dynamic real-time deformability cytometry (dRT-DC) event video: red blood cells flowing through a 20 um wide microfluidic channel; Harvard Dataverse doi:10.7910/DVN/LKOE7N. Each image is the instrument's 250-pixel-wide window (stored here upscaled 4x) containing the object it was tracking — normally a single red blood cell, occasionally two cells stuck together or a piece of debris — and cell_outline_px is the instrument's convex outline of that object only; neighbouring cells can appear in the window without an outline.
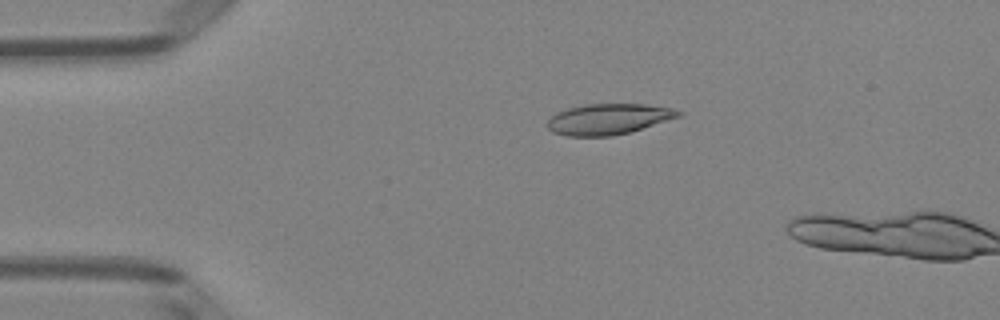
{"species": "Egyptian fruit bat (a non-hibernating species)", "species_latin": "Rousettus aegyptiacus", "temperature_condition": "room temperature", "stored_images_in_passage": 12, "camera_frame_rate_fps": 3000, "um_per_image_px": 0.085, "animal": {"sex": "female"}, "frame": {"image": 1, "passage_image": 10, "time_ms": 3.0, "image_size_px": [1000, 320], "cell_outline_px": [[684, 112], [680, 116], [628, 132], [612, 136], [568, 136], [552, 132], [548, 128], [548, 120], [556, 112], [568, 108], [588, 104], [644, 104], [672, 108]], "centroid_in_image_um": [51.69, 10.12], "position_along_channel_um": 33.3, "area_um2": 23.24}}